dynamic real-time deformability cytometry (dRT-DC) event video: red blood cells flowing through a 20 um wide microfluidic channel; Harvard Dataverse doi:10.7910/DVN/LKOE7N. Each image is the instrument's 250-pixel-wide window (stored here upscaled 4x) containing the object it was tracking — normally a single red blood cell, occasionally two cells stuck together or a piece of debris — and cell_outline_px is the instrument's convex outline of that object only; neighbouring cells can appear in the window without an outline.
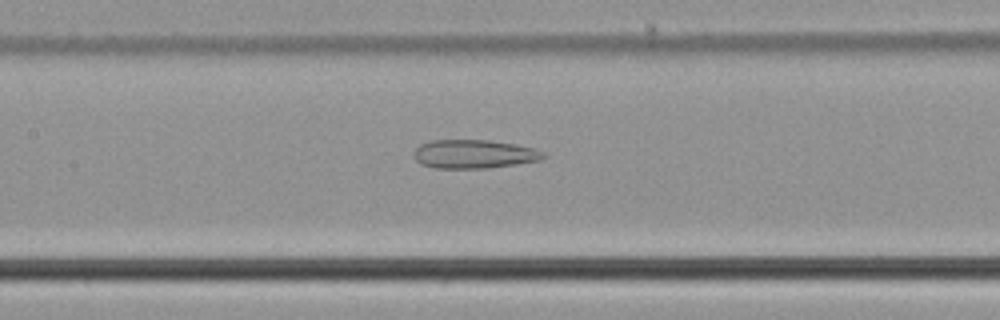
{"species": "common noctule bat (a hibernating species)", "species_latin": "Nyctalus noctula", "temperature_condition": "cold", "stored_images_in_passage": 41, "camera_frame_rate_fps": 3000, "um_per_image_px": 0.085, "animal": {"sex": "male", "body_mass_g": 21.5, "forearm_length_mm": 52.0}, "frame": {"image": 1, "passage_image": 12, "time_ms": 3.667, "image_size_px": [1000, 320], "cell_outline_px": [[548, 156], [540, 160], [516, 164], [488, 168], [436, 168], [420, 164], [416, 160], [416, 148], [420, 144], [432, 140], [488, 140], [516, 144], [532, 148], [544, 152]], "centroid_in_image_um": [40.32, 13.09], "position_along_channel_um": 167.1, "area_um2": 21.56}}
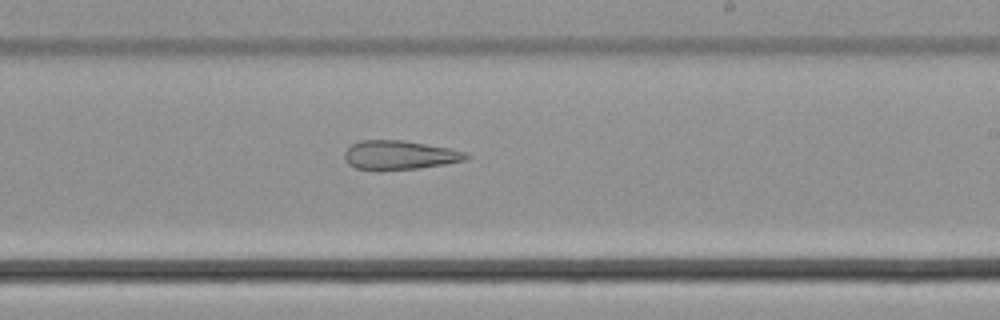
{"frame": {"image": 2, "passage_image": 19, "time_ms": 6.0, "image_size_px": [1000, 320], "cell_outline_px": [[472, 156], [468, 160], [420, 168], [356, 168], [348, 164], [344, 156], [344, 152], [352, 144], [360, 140], [404, 140], [448, 148], [468, 152]], "centroid_in_image_um": [34.03, 13.15], "position_along_channel_um": 255.0, "area_um2": 20.17}}
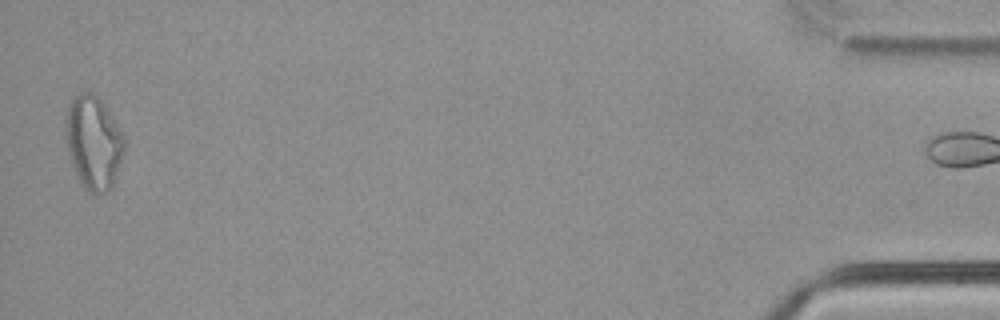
{"frame": {"image": 3, "passage_image": 40, "time_ms": 13.0, "image_size_px": [1000, 320], "cell_outline_px": [[124, 152], [112, 188], [104, 192], [88, 192], [80, 184], [72, 164], [68, 152], [64, 120], [68, 104], [72, 96], [80, 92], [92, 92], [104, 104], [112, 116], [124, 136]], "centroid_in_image_um": [7.92, 12.09], "position_along_channel_um": 427.3, "area_um2": 32.02}, "authors_computed_cell_mechanics": {"area_um2": 23.5246, "velocity_mm_per_s": 3.7831, "shape_relaxation_time_tau1_ms": null, "shape_relaxation_time_tau2_ms": 3.7608, "deformation_change_tau1": null, "deformation_change_tau2": 0.1453}}